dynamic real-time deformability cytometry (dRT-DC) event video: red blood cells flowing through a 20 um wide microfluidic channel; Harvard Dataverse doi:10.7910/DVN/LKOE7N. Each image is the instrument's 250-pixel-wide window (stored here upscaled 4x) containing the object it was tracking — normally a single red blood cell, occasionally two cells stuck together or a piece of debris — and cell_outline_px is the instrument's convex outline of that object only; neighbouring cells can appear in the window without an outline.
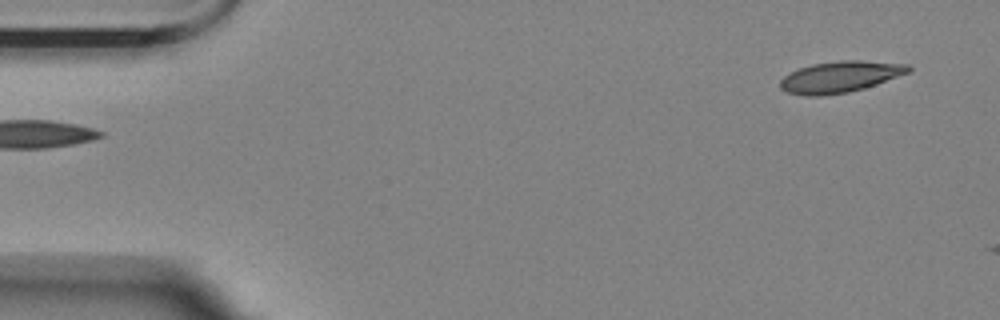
{"species": "Egyptian fruit bat (a non-hibernating species)", "species_latin": "Rousettus aegyptiacus", "temperature_condition": "room temperature", "stored_images_in_passage": 6, "camera_frame_rate_fps": 3000, "um_per_image_px": 0.085, "animal": {"sex": "female"}, "frame": {"image": 1, "passage_image": 1, "time_ms": 0.0, "image_size_px": [1000, 320], "cell_outline_px": [[912, 68], [908, 72], [876, 84], [864, 88], [848, 92], [820, 96], [804, 96], [788, 92], [780, 88], [780, 80], [784, 76], [800, 68], [812, 64], [840, 60], [860, 60], [908, 64]], "centroid_in_image_um": [71.39, 6.53], "position_along_channel_um": 13.6, "area_um2": 23.18}}